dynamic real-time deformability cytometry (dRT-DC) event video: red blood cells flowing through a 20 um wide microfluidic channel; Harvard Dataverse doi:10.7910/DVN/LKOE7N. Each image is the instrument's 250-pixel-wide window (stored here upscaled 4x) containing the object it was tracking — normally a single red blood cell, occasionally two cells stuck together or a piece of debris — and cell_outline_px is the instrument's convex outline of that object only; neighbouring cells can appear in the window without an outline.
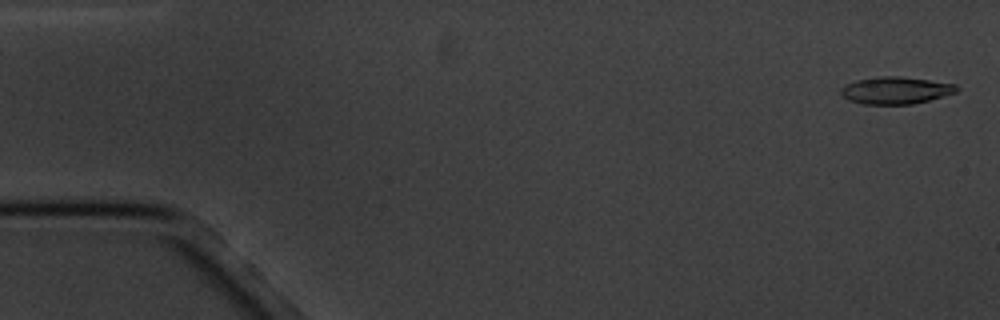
{"species": "common noctule bat (a hibernating species)", "species_latin": "Nyctalus noctula", "temperature_condition": "cold", "stored_images_in_passage": 5, "camera_frame_rate_fps": 3000, "um_per_image_px": 0.085, "animal": {"sex": "male", "body_mass_g": 20.1, "forearm_length_mm": 53.5}, "frame": {"image": 1, "passage_image": 1, "time_ms": 0.0, "image_size_px": [1000, 320], "cell_outline_px": [[960, 88], [956, 92], [928, 100], [912, 104], [864, 104], [848, 100], [840, 92], [840, 88], [844, 84], [856, 80], [876, 76], [900, 76], [956, 84]], "centroid_in_image_um": [76.1, 7.67], "position_along_channel_um": 8.9, "area_um2": 18.32}}
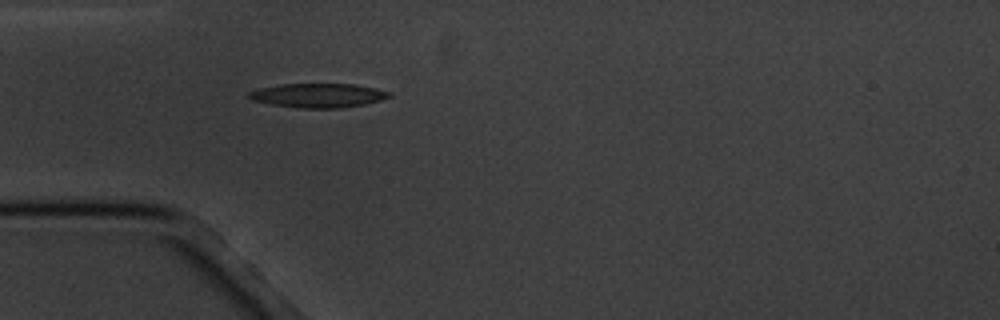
{"frame": {"image": 2, "passage_image": 5, "time_ms": 5.0, "image_size_px": [1000, 320], "cell_outline_px": [[392, 96], [380, 100], [364, 104], [340, 108], [300, 108], [272, 104], [252, 100], [248, 96], [248, 92], [260, 88], [280, 84], [356, 84], [376, 88], [392, 92]], "centroid_in_image_um": [27.08, 8.1], "position_along_channel_um": 57.9, "area_um2": 19.71}}